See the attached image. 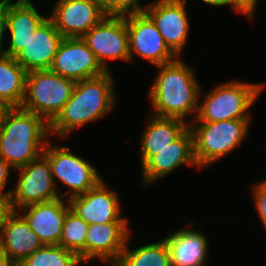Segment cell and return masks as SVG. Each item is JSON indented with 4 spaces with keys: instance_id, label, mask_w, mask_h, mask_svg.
<instances>
[{
    "instance_id": "6da1fadb",
    "label": "cell",
    "mask_w": 266,
    "mask_h": 266,
    "mask_svg": "<svg viewBox=\"0 0 266 266\" xmlns=\"http://www.w3.org/2000/svg\"><path fill=\"white\" fill-rule=\"evenodd\" d=\"M49 123L21 107L4 108L0 116V157L14 171L43 154Z\"/></svg>"
},
{
    "instance_id": "7a4b0ae2",
    "label": "cell",
    "mask_w": 266,
    "mask_h": 266,
    "mask_svg": "<svg viewBox=\"0 0 266 266\" xmlns=\"http://www.w3.org/2000/svg\"><path fill=\"white\" fill-rule=\"evenodd\" d=\"M180 58L156 66L159 71L149 91L151 115L182 120L193 112L197 115L201 87L193 70Z\"/></svg>"
},
{
    "instance_id": "3957f363",
    "label": "cell",
    "mask_w": 266,
    "mask_h": 266,
    "mask_svg": "<svg viewBox=\"0 0 266 266\" xmlns=\"http://www.w3.org/2000/svg\"><path fill=\"white\" fill-rule=\"evenodd\" d=\"M110 71L77 81L64 108L49 123L50 136H68L69 132L111 112L116 96Z\"/></svg>"
},
{
    "instance_id": "277c9868",
    "label": "cell",
    "mask_w": 266,
    "mask_h": 266,
    "mask_svg": "<svg viewBox=\"0 0 266 266\" xmlns=\"http://www.w3.org/2000/svg\"><path fill=\"white\" fill-rule=\"evenodd\" d=\"M263 87V84H250L238 80L217 85L206 94L204 100L199 101L193 122L251 119L248 110Z\"/></svg>"
},
{
    "instance_id": "5b68a950",
    "label": "cell",
    "mask_w": 266,
    "mask_h": 266,
    "mask_svg": "<svg viewBox=\"0 0 266 266\" xmlns=\"http://www.w3.org/2000/svg\"><path fill=\"white\" fill-rule=\"evenodd\" d=\"M251 119H233L218 122H191L194 158L198 168L211 165L243 142Z\"/></svg>"
},
{
    "instance_id": "8992f818",
    "label": "cell",
    "mask_w": 266,
    "mask_h": 266,
    "mask_svg": "<svg viewBox=\"0 0 266 266\" xmlns=\"http://www.w3.org/2000/svg\"><path fill=\"white\" fill-rule=\"evenodd\" d=\"M75 83L50 69L30 71L21 108L42 116L50 123L70 99Z\"/></svg>"
},
{
    "instance_id": "52a82bcc",
    "label": "cell",
    "mask_w": 266,
    "mask_h": 266,
    "mask_svg": "<svg viewBox=\"0 0 266 266\" xmlns=\"http://www.w3.org/2000/svg\"><path fill=\"white\" fill-rule=\"evenodd\" d=\"M49 143L51 142H47L43 155L50 163L55 186V180H58L70 188L69 192L61 195L62 198L67 196V199H70L85 193L102 180L93 164L72 153L65 146H51Z\"/></svg>"
},
{
    "instance_id": "ba28073f",
    "label": "cell",
    "mask_w": 266,
    "mask_h": 266,
    "mask_svg": "<svg viewBox=\"0 0 266 266\" xmlns=\"http://www.w3.org/2000/svg\"><path fill=\"white\" fill-rule=\"evenodd\" d=\"M16 171L19 179L11 195L15 211L61 198L53 181L50 163L43 154Z\"/></svg>"
},
{
    "instance_id": "9c48e42d",
    "label": "cell",
    "mask_w": 266,
    "mask_h": 266,
    "mask_svg": "<svg viewBox=\"0 0 266 266\" xmlns=\"http://www.w3.org/2000/svg\"><path fill=\"white\" fill-rule=\"evenodd\" d=\"M82 39L94 53L102 68L108 72V60L130 62L129 32L125 16H106L91 28Z\"/></svg>"
},
{
    "instance_id": "30bf717a",
    "label": "cell",
    "mask_w": 266,
    "mask_h": 266,
    "mask_svg": "<svg viewBox=\"0 0 266 266\" xmlns=\"http://www.w3.org/2000/svg\"><path fill=\"white\" fill-rule=\"evenodd\" d=\"M125 19L129 32L130 62L134 54L155 66L173 62L178 58L144 12L126 15Z\"/></svg>"
},
{
    "instance_id": "8fae6325",
    "label": "cell",
    "mask_w": 266,
    "mask_h": 266,
    "mask_svg": "<svg viewBox=\"0 0 266 266\" xmlns=\"http://www.w3.org/2000/svg\"><path fill=\"white\" fill-rule=\"evenodd\" d=\"M50 70L75 82L106 72L82 37L63 38Z\"/></svg>"
},
{
    "instance_id": "7c38bea8",
    "label": "cell",
    "mask_w": 266,
    "mask_h": 266,
    "mask_svg": "<svg viewBox=\"0 0 266 266\" xmlns=\"http://www.w3.org/2000/svg\"><path fill=\"white\" fill-rule=\"evenodd\" d=\"M49 16L64 38L83 37L107 15L97 0H58Z\"/></svg>"
},
{
    "instance_id": "4fadbf2b",
    "label": "cell",
    "mask_w": 266,
    "mask_h": 266,
    "mask_svg": "<svg viewBox=\"0 0 266 266\" xmlns=\"http://www.w3.org/2000/svg\"><path fill=\"white\" fill-rule=\"evenodd\" d=\"M185 4L187 3L154 0L147 4L144 10L159 30L166 45L177 57H180L183 46L186 45L190 27Z\"/></svg>"
},
{
    "instance_id": "5bb4252c",
    "label": "cell",
    "mask_w": 266,
    "mask_h": 266,
    "mask_svg": "<svg viewBox=\"0 0 266 266\" xmlns=\"http://www.w3.org/2000/svg\"><path fill=\"white\" fill-rule=\"evenodd\" d=\"M110 190L104 180H101L87 192L68 199L71 210L89 225L128 222L120 216V198L116 192Z\"/></svg>"
},
{
    "instance_id": "9a60e30c",
    "label": "cell",
    "mask_w": 266,
    "mask_h": 266,
    "mask_svg": "<svg viewBox=\"0 0 266 266\" xmlns=\"http://www.w3.org/2000/svg\"><path fill=\"white\" fill-rule=\"evenodd\" d=\"M197 166L194 158L193 134L188 127L168 147L155 151L142 165V179L145 185H150L165 177L180 166Z\"/></svg>"
},
{
    "instance_id": "2e32d148",
    "label": "cell",
    "mask_w": 266,
    "mask_h": 266,
    "mask_svg": "<svg viewBox=\"0 0 266 266\" xmlns=\"http://www.w3.org/2000/svg\"><path fill=\"white\" fill-rule=\"evenodd\" d=\"M128 225V222L89 225L85 241V263L98 258L113 266L130 237Z\"/></svg>"
},
{
    "instance_id": "e0dca14e",
    "label": "cell",
    "mask_w": 266,
    "mask_h": 266,
    "mask_svg": "<svg viewBox=\"0 0 266 266\" xmlns=\"http://www.w3.org/2000/svg\"><path fill=\"white\" fill-rule=\"evenodd\" d=\"M63 38L52 19L47 17L15 56L16 62L27 72L50 69Z\"/></svg>"
},
{
    "instance_id": "ac0fdd59",
    "label": "cell",
    "mask_w": 266,
    "mask_h": 266,
    "mask_svg": "<svg viewBox=\"0 0 266 266\" xmlns=\"http://www.w3.org/2000/svg\"><path fill=\"white\" fill-rule=\"evenodd\" d=\"M63 198L53 201L32 204L21 208V215L29 227L37 234L43 245H59L62 236V227L71 209L69 200ZM25 212H27L25 214Z\"/></svg>"
},
{
    "instance_id": "d6986e66",
    "label": "cell",
    "mask_w": 266,
    "mask_h": 266,
    "mask_svg": "<svg viewBox=\"0 0 266 266\" xmlns=\"http://www.w3.org/2000/svg\"><path fill=\"white\" fill-rule=\"evenodd\" d=\"M6 2V30L10 32L6 55L15 57L27 44L38 27L47 19L39 14L33 3Z\"/></svg>"
},
{
    "instance_id": "ffe728a7",
    "label": "cell",
    "mask_w": 266,
    "mask_h": 266,
    "mask_svg": "<svg viewBox=\"0 0 266 266\" xmlns=\"http://www.w3.org/2000/svg\"><path fill=\"white\" fill-rule=\"evenodd\" d=\"M171 266H204L208 256V240L204 233L184 227L164 238Z\"/></svg>"
},
{
    "instance_id": "44dd1931",
    "label": "cell",
    "mask_w": 266,
    "mask_h": 266,
    "mask_svg": "<svg viewBox=\"0 0 266 266\" xmlns=\"http://www.w3.org/2000/svg\"><path fill=\"white\" fill-rule=\"evenodd\" d=\"M42 246L43 243L21 213L15 211L3 228L0 248L18 265Z\"/></svg>"
},
{
    "instance_id": "7402d4cb",
    "label": "cell",
    "mask_w": 266,
    "mask_h": 266,
    "mask_svg": "<svg viewBox=\"0 0 266 266\" xmlns=\"http://www.w3.org/2000/svg\"><path fill=\"white\" fill-rule=\"evenodd\" d=\"M149 119L141 138V165L155 155V151L168 147L169 143L176 140L189 127L187 121L179 118L157 117L150 114Z\"/></svg>"
},
{
    "instance_id": "603a6c76",
    "label": "cell",
    "mask_w": 266,
    "mask_h": 266,
    "mask_svg": "<svg viewBox=\"0 0 266 266\" xmlns=\"http://www.w3.org/2000/svg\"><path fill=\"white\" fill-rule=\"evenodd\" d=\"M27 73L15 57L6 55L0 60V104L4 108L22 106Z\"/></svg>"
},
{
    "instance_id": "cb8c5ba5",
    "label": "cell",
    "mask_w": 266,
    "mask_h": 266,
    "mask_svg": "<svg viewBox=\"0 0 266 266\" xmlns=\"http://www.w3.org/2000/svg\"><path fill=\"white\" fill-rule=\"evenodd\" d=\"M128 239L118 261L113 266H171L170 252L165 240L128 249Z\"/></svg>"
},
{
    "instance_id": "d4e9b609",
    "label": "cell",
    "mask_w": 266,
    "mask_h": 266,
    "mask_svg": "<svg viewBox=\"0 0 266 266\" xmlns=\"http://www.w3.org/2000/svg\"><path fill=\"white\" fill-rule=\"evenodd\" d=\"M89 224L71 209L67 212L59 246L75 252L82 263H85V241Z\"/></svg>"
},
{
    "instance_id": "484cf974",
    "label": "cell",
    "mask_w": 266,
    "mask_h": 266,
    "mask_svg": "<svg viewBox=\"0 0 266 266\" xmlns=\"http://www.w3.org/2000/svg\"><path fill=\"white\" fill-rule=\"evenodd\" d=\"M79 256L59 245H43L18 266H80Z\"/></svg>"
},
{
    "instance_id": "4316f807",
    "label": "cell",
    "mask_w": 266,
    "mask_h": 266,
    "mask_svg": "<svg viewBox=\"0 0 266 266\" xmlns=\"http://www.w3.org/2000/svg\"><path fill=\"white\" fill-rule=\"evenodd\" d=\"M102 11L107 16H126L135 13H142L146 9L140 6L139 0H97Z\"/></svg>"
},
{
    "instance_id": "83f0119b",
    "label": "cell",
    "mask_w": 266,
    "mask_h": 266,
    "mask_svg": "<svg viewBox=\"0 0 266 266\" xmlns=\"http://www.w3.org/2000/svg\"><path fill=\"white\" fill-rule=\"evenodd\" d=\"M253 196L258 215L266 229V179L254 185Z\"/></svg>"
},
{
    "instance_id": "f1b7e54d",
    "label": "cell",
    "mask_w": 266,
    "mask_h": 266,
    "mask_svg": "<svg viewBox=\"0 0 266 266\" xmlns=\"http://www.w3.org/2000/svg\"><path fill=\"white\" fill-rule=\"evenodd\" d=\"M258 0H222L223 5H229L236 13H243L248 19H253Z\"/></svg>"
},
{
    "instance_id": "f546056e",
    "label": "cell",
    "mask_w": 266,
    "mask_h": 266,
    "mask_svg": "<svg viewBox=\"0 0 266 266\" xmlns=\"http://www.w3.org/2000/svg\"><path fill=\"white\" fill-rule=\"evenodd\" d=\"M15 213L11 196H0V237L9 218Z\"/></svg>"
},
{
    "instance_id": "4dcf8cb0",
    "label": "cell",
    "mask_w": 266,
    "mask_h": 266,
    "mask_svg": "<svg viewBox=\"0 0 266 266\" xmlns=\"http://www.w3.org/2000/svg\"><path fill=\"white\" fill-rule=\"evenodd\" d=\"M12 169V167L3 159L0 157V196H11L13 189L10 190H4L6 187V184L9 182V170Z\"/></svg>"
},
{
    "instance_id": "1f68e13d",
    "label": "cell",
    "mask_w": 266,
    "mask_h": 266,
    "mask_svg": "<svg viewBox=\"0 0 266 266\" xmlns=\"http://www.w3.org/2000/svg\"><path fill=\"white\" fill-rule=\"evenodd\" d=\"M6 2L0 1V41H3L6 32Z\"/></svg>"
},
{
    "instance_id": "d6a6232c",
    "label": "cell",
    "mask_w": 266,
    "mask_h": 266,
    "mask_svg": "<svg viewBox=\"0 0 266 266\" xmlns=\"http://www.w3.org/2000/svg\"><path fill=\"white\" fill-rule=\"evenodd\" d=\"M0 266H18L7 254L0 248Z\"/></svg>"
},
{
    "instance_id": "836d02e7",
    "label": "cell",
    "mask_w": 266,
    "mask_h": 266,
    "mask_svg": "<svg viewBox=\"0 0 266 266\" xmlns=\"http://www.w3.org/2000/svg\"><path fill=\"white\" fill-rule=\"evenodd\" d=\"M204 3L212 6H222V0H202Z\"/></svg>"
},
{
    "instance_id": "e575fe53",
    "label": "cell",
    "mask_w": 266,
    "mask_h": 266,
    "mask_svg": "<svg viewBox=\"0 0 266 266\" xmlns=\"http://www.w3.org/2000/svg\"><path fill=\"white\" fill-rule=\"evenodd\" d=\"M2 43H3V41H0V60L3 58V57H5L6 56V53H5V51H2Z\"/></svg>"
},
{
    "instance_id": "d590c367",
    "label": "cell",
    "mask_w": 266,
    "mask_h": 266,
    "mask_svg": "<svg viewBox=\"0 0 266 266\" xmlns=\"http://www.w3.org/2000/svg\"><path fill=\"white\" fill-rule=\"evenodd\" d=\"M166 2H177V3H186V0H163Z\"/></svg>"
},
{
    "instance_id": "8d00e7d4",
    "label": "cell",
    "mask_w": 266,
    "mask_h": 266,
    "mask_svg": "<svg viewBox=\"0 0 266 266\" xmlns=\"http://www.w3.org/2000/svg\"><path fill=\"white\" fill-rule=\"evenodd\" d=\"M16 3H31V0H17Z\"/></svg>"
},
{
    "instance_id": "74e56055",
    "label": "cell",
    "mask_w": 266,
    "mask_h": 266,
    "mask_svg": "<svg viewBox=\"0 0 266 266\" xmlns=\"http://www.w3.org/2000/svg\"><path fill=\"white\" fill-rule=\"evenodd\" d=\"M3 109H4V107L0 104V116H1Z\"/></svg>"
}]
</instances>
